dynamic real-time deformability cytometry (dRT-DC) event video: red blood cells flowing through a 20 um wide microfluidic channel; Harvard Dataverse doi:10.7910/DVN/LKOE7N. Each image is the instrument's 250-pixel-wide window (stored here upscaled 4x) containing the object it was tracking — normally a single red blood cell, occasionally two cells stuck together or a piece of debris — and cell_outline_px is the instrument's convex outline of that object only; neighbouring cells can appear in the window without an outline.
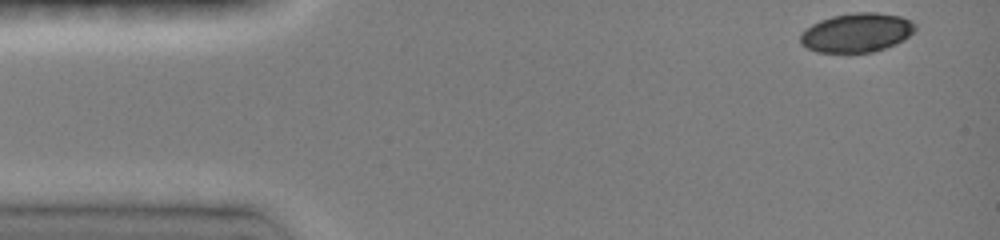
{"species": "common noctule bat (a hibernating species)", "species_latin": "Nyctalus noctula", "temperature_condition": "room temperature", "stored_images_in_passage": 21, "camera_frame_rate_fps": 3000, "um_per_image_px": 0.085, "animal": {"sex": "female", "body_mass_g": 19.0, "forearm_length_mm": 51.5}, "frame": {"image": 1, "passage_image": 1, "time_ms": 0.0, "image_size_px": [1000, 240], "cell_outline_px": [[916, 32], [904, 40], [896, 44], [872, 52], [848, 56], [816, 52], [800, 44], [800, 32], [812, 24], [820, 20], [832, 16], [856, 12], [876, 12], [900, 16], [916, 24]], "centroid_in_image_um": [72.8, 2.82], "position_along_channel_um": 12.2, "area_um2": 27.11}}
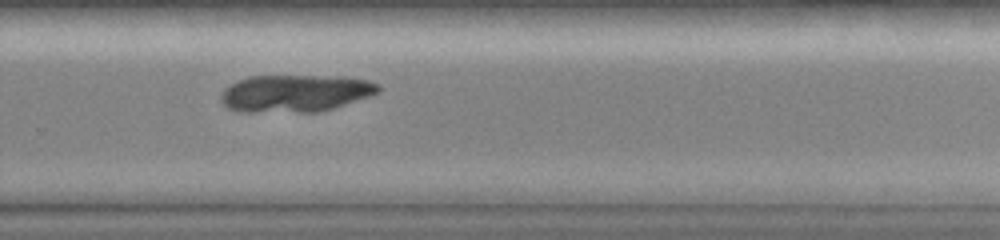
{"frame": {"image": 2, "passage_image": 15, "time_ms": 9.667, "image_size_px": [1000, 240], "cell_outline_px": [[380, 92], [372, 96], [332, 108], [316, 112], [240, 112], [228, 108], [220, 100], [220, 96], [224, 88], [248, 76], [344, 76], [368, 80], [380, 84]], "centroid_in_image_um": [25.12, 7.93], "position_along_channel_um": 304.7, "area_um2": 34.45}}
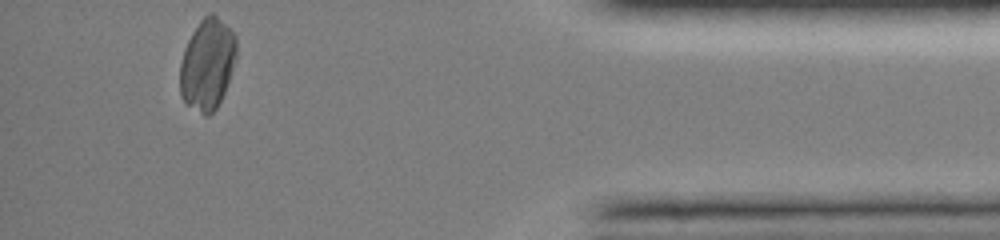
{"frame": {"image": 3, "passage_image": 21, "time_ms": 13.333, "image_size_px": [1000, 240], "cell_outline_px": [[236, 56], [224, 92], [216, 108], [208, 116], [204, 116], [188, 104], [180, 96], [180, 64], [184, 48], [192, 32], [200, 20], [204, 16], [212, 12], [236, 36]], "centroid_in_image_um": [17.6, 5.46], "position_along_channel_um": 417.6, "area_um2": 29.59}}